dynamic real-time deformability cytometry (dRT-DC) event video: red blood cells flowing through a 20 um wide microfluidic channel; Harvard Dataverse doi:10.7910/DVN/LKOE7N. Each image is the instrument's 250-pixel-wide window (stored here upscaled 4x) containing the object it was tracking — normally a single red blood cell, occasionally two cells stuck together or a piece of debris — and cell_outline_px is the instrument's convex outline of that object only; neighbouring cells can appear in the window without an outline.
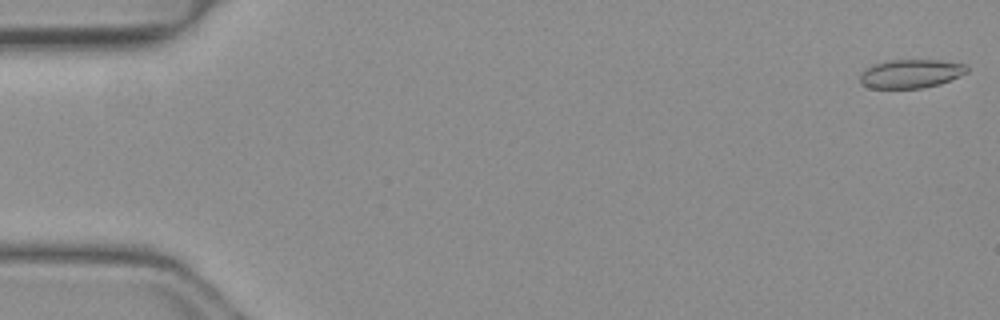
{"species": "common noctule bat (a hibernating species)", "species_latin": "Nyctalus noctula", "temperature_condition": "warm", "stored_images_in_passage": 17, "camera_frame_rate_fps": 3000, "um_per_image_px": 0.085, "animal": {"sex": "female", "body_mass_g": 19.3, "forearm_length_mm": 54.1}, "frame": {"image": 1, "passage_image": 1, "time_ms": 0.0, "image_size_px": [1000, 320], "cell_outline_px": [[968, 72], [960, 76], [940, 84], [924, 88], [872, 88], [864, 84], [860, 80], [860, 76], [872, 64], [888, 60], [940, 60], [964, 64], [968, 68]], "centroid_in_image_um": [77.47, 6.26], "position_along_channel_um": 7.5, "area_um2": 17.74}}